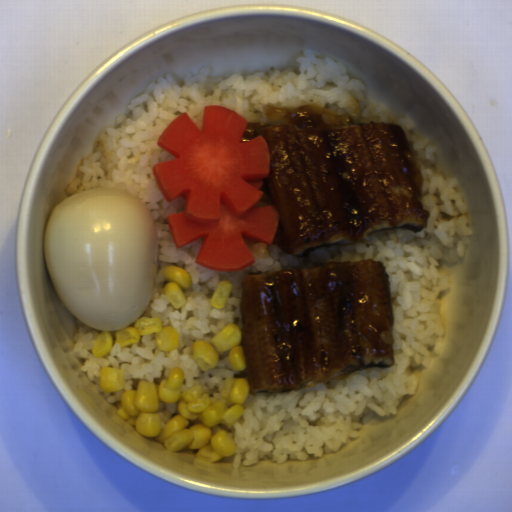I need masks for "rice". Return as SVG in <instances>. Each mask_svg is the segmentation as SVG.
Masks as SVG:
<instances>
[{
  "instance_id": "023b6e5f",
  "label": "rice",
  "mask_w": 512,
  "mask_h": 512,
  "mask_svg": "<svg viewBox=\"0 0 512 512\" xmlns=\"http://www.w3.org/2000/svg\"><path fill=\"white\" fill-rule=\"evenodd\" d=\"M177 402L176 403H165L160 402L157 413L160 419L161 429H165L166 425L173 419V417L177 414Z\"/></svg>"
},
{
  "instance_id": "8eca5e8b",
  "label": "rice",
  "mask_w": 512,
  "mask_h": 512,
  "mask_svg": "<svg viewBox=\"0 0 512 512\" xmlns=\"http://www.w3.org/2000/svg\"><path fill=\"white\" fill-rule=\"evenodd\" d=\"M260 188L262 190V196L255 206L257 208H260V207L271 206V205L275 204L274 201L270 199L267 182L265 184H263Z\"/></svg>"
},
{
  "instance_id": "652b925c",
  "label": "rice",
  "mask_w": 512,
  "mask_h": 512,
  "mask_svg": "<svg viewBox=\"0 0 512 512\" xmlns=\"http://www.w3.org/2000/svg\"><path fill=\"white\" fill-rule=\"evenodd\" d=\"M222 105L248 120L243 139L261 135L262 124L286 123L302 107L319 109L328 123H397L415 146L422 171L423 203L429 212L424 229L381 231L366 242L338 243L291 258L277 244L244 239L254 263L241 271H216L196 264L202 239L176 247L167 227V216L180 212L184 196L165 202L150 170L151 165L173 159L158 145V138L182 112L202 129L204 107ZM124 190L144 204L153 216L157 250V274L146 311L139 317L160 319L179 334L178 349L160 350L154 335H143L121 347L116 333L110 350L101 358L93 347L103 331L76 317L72 344L87 378L104 398L119 409L122 395L136 389L141 380L161 384L173 368L184 371L181 390L200 386L211 403L222 399L231 376L246 377L247 368L236 371L226 355H219L213 369L204 371L194 360L195 341H211L230 324L243 332L240 303L244 280L255 272H282L341 261L374 258L383 262L390 278L393 328V366L370 369L285 394L248 395L243 413L231 428L234 453L221 460L236 468H251L261 460L275 464L305 461L337 453L359 437L372 418L394 416L400 402L416 393L414 368L428 369L438 356L445 326L439 295L450 290V277L439 274L438 265L462 261L471 245L472 218L467 200L453 175L442 167L438 147L425 138L407 117L376 110L368 101L365 84L352 78L342 62L326 54L303 51L294 65L255 73L236 72L213 76L209 67L195 73L164 74L151 82L97 140L83 158L65 188L67 199L86 189ZM178 265L188 272L191 286L186 303L174 310L164 293L162 270ZM221 280L232 283L222 310L212 308V293ZM121 368L126 381L122 391L105 392L100 371Z\"/></svg>"
}]
</instances>
